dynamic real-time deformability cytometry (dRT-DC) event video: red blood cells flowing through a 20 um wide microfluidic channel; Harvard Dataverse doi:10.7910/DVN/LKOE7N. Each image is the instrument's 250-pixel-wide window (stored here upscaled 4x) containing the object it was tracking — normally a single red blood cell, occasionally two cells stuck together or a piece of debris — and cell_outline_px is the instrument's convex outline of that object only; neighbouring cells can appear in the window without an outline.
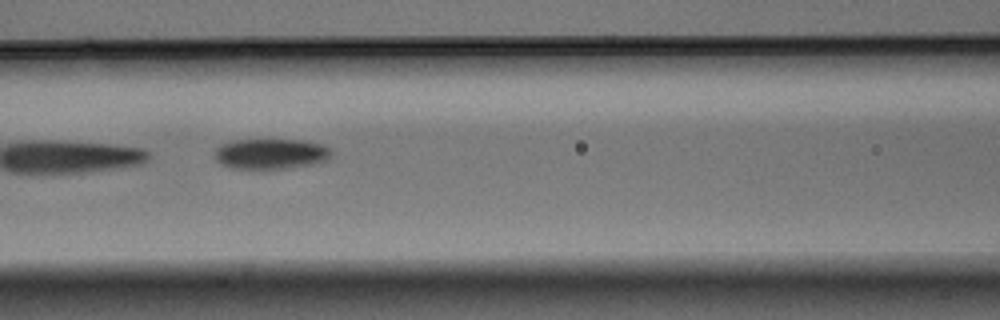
{"species": "Egyptian fruit bat (a non-hibernating species)", "species_latin": "Rousettus aegyptiacus", "temperature_condition": "warm", "stored_images_in_passage": 10, "camera_frame_rate_fps": 3000, "um_per_image_px": 0.085, "animal": {"sex": "male"}, "frame": {"image": 1, "passage_image": 7, "time_ms": 2.0, "image_size_px": [1000, 320], "cell_outline_px": [[332, 152], [328, 160], [312, 164], [288, 168], [260, 172], [228, 168], [220, 164], [212, 156], [216, 148], [220, 144], [232, 140], [300, 140], [320, 144], [328, 148]], "centroid_in_image_um": [22.91, 13.13], "position_along_channel_um": 143.7, "area_um2": 21.56}}
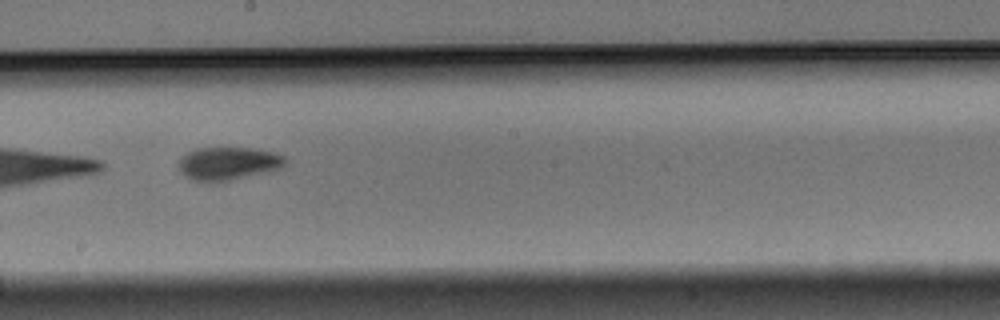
{"frame": {"image": 2, "passage_image": 9, "time_ms": 2.667, "image_size_px": [1000, 320], "cell_outline_px": [[288, 164], [272, 172], [208, 184], [192, 180], [184, 176], [180, 172], [176, 164], [188, 152], [196, 148], [248, 148], [276, 152], [284, 156], [288, 160]], "centroid_in_image_um": [19.41, 13.93], "position_along_channel_um": 228.8, "area_um2": 21.15}}
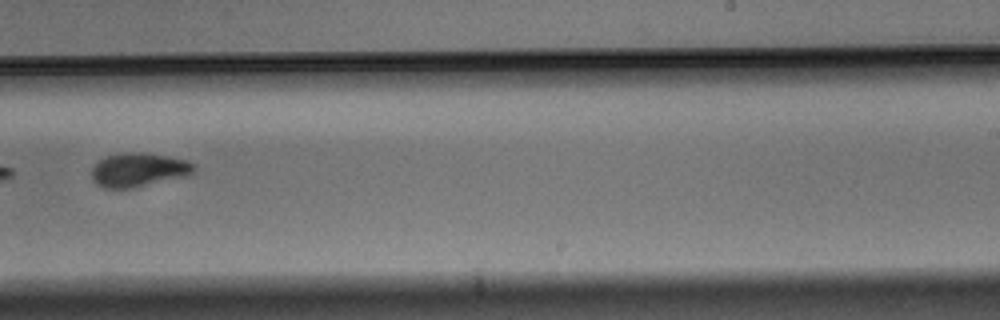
{"frame": {"image": 3, "passage_image": 10, "time_ms": 3.0, "image_size_px": [1000, 320], "cell_outline_px": [[196, 172], [188, 176], [136, 188], [104, 188], [96, 184], [92, 180], [92, 168], [100, 160], [108, 156], [128, 152], [140, 152], [188, 160], [196, 164]], "centroid_in_image_um": [11.84, 14.46], "position_along_channel_um": 277.2, "area_um2": 20.4}}